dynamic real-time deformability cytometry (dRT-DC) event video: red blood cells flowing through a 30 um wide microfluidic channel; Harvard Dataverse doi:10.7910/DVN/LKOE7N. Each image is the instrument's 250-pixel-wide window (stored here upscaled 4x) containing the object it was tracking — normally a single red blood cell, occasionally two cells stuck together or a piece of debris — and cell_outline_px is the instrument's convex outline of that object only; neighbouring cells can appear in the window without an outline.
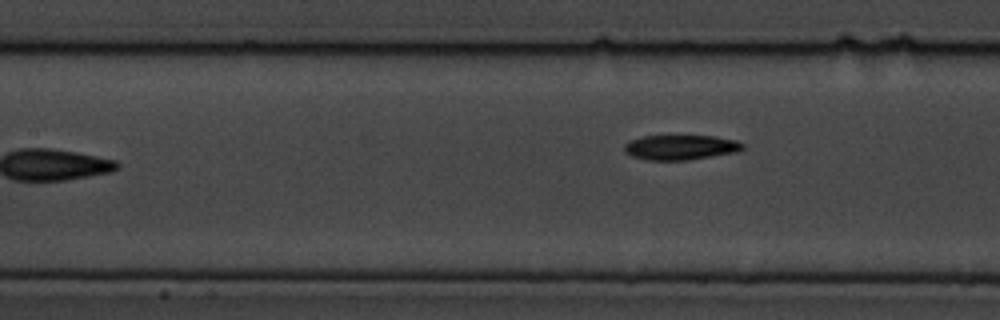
{"species": "common noctule bat (a hibernating species)", "species_latin": "Nyctalus noctula", "temperature_condition": "cold", "stored_images_in_passage": 7, "camera_frame_rate_fps": 3000, "um_per_image_px": 0.085, "animal": {"sex": "male", "body_mass_g": 19.5, "forearm_length_mm": 54.6}, "frame": {"image": 1, "passage_image": 7, "time_ms": 7.0, "image_size_px": [1000, 320], "cell_outline_px": [[744, 148], [736, 152], [688, 160], [648, 160], [632, 156], [624, 152], [624, 144], [628, 140], [644, 136], [716, 136], [736, 140], [744, 144]], "centroid_in_image_um": [57.83, 12.52], "position_along_channel_um": 149.6, "area_um2": 17.22}}